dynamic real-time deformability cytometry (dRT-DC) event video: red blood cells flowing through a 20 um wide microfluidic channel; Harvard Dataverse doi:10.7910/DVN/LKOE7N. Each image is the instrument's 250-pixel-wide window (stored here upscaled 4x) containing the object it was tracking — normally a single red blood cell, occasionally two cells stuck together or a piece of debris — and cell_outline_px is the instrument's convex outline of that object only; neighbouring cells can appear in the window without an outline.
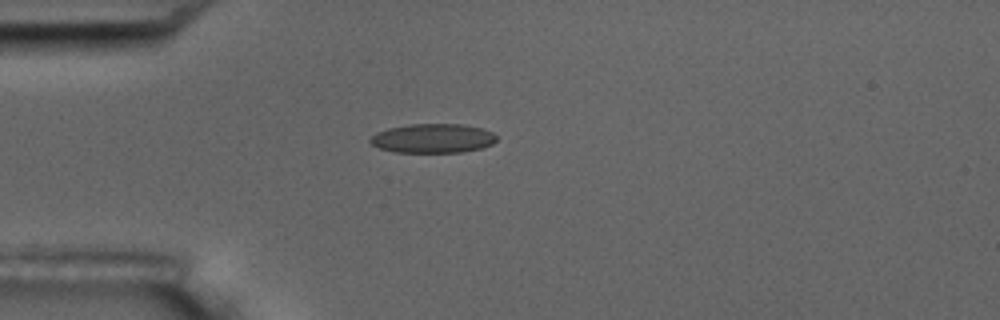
{"species": "common noctule bat (a hibernating species)", "species_latin": "Nyctalus noctula", "temperature_condition": "room temperature", "stored_images_in_passage": 1, "camera_frame_rate_fps": 3000, "um_per_image_px": 0.085, "animal": {"sex": "male", "body_mass_g": 17.5, "forearm_length_mm": 52.3}, "frame": {"image": 1, "passage_image": 1, "time_ms": 0.0, "image_size_px": [1000, 320], "cell_outline_px": [[496, 140], [492, 144], [480, 148], [460, 152], [392, 152], [380, 148], [372, 144], [368, 140], [376, 132], [388, 128], [408, 124], [460, 124], [480, 128], [492, 132], [496, 136]], "centroid_in_image_um": [36.75, 11.75], "position_along_channel_um": 48.2, "area_um2": 21.39}}